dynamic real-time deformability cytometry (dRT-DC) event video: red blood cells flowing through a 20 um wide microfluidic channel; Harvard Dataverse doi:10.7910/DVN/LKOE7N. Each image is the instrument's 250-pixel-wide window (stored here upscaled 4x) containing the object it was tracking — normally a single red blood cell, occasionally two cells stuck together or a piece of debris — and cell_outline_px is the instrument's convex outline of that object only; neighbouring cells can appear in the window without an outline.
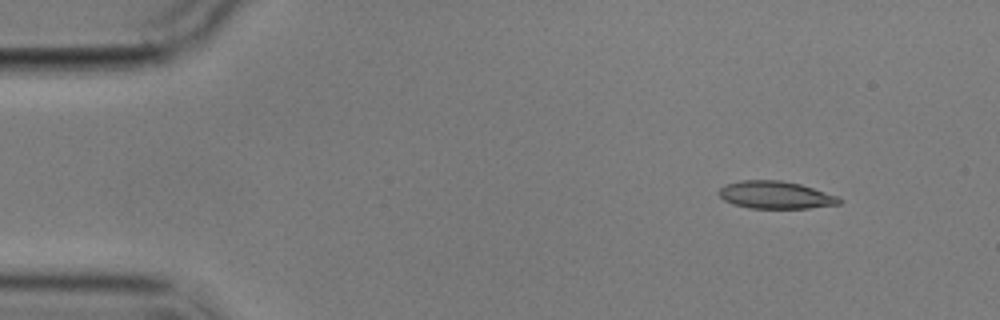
{"species": "common noctule bat (a hibernating species)", "species_latin": "Nyctalus noctula", "temperature_condition": "cold", "stored_images_in_passage": 5, "camera_frame_rate_fps": 3000, "um_per_image_px": 0.085, "animal": {"sex": "male", "body_mass_g": 17.9}, "frame": {"image": 1, "passage_image": 2, "time_ms": 1.333, "image_size_px": [1000, 320], "cell_outline_px": [[844, 200], [840, 204], [808, 208], [748, 208], [732, 204], [724, 200], [720, 196], [720, 188], [724, 184], [740, 180], [780, 180], [800, 184], [840, 196]], "centroid_in_image_um": [65.95, 16.57], "position_along_channel_um": 19.0, "area_um2": 19.48}}
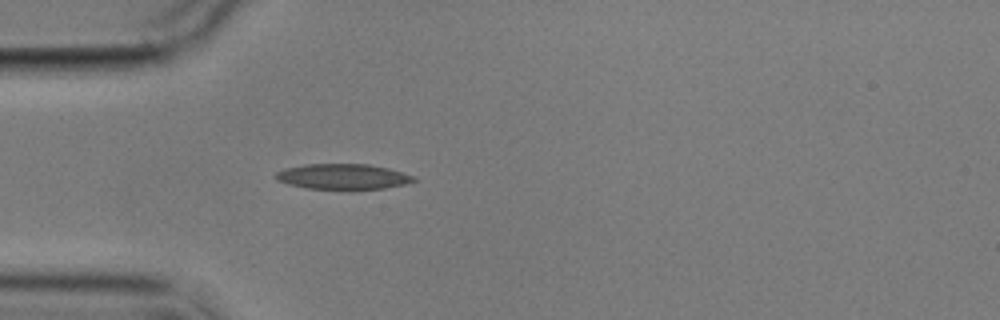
{"frame": {"image": 2, "passage_image": 5, "time_ms": 4.667, "image_size_px": [1000, 320], "cell_outline_px": [[416, 180], [404, 184], [384, 188], [308, 188], [288, 184], [276, 180], [272, 176], [276, 172], [284, 168], [304, 164], [368, 164], [388, 168], [416, 176]], "centroid_in_image_um": [29.1, 14.99], "position_along_channel_um": 55.9, "area_um2": 20.23}}